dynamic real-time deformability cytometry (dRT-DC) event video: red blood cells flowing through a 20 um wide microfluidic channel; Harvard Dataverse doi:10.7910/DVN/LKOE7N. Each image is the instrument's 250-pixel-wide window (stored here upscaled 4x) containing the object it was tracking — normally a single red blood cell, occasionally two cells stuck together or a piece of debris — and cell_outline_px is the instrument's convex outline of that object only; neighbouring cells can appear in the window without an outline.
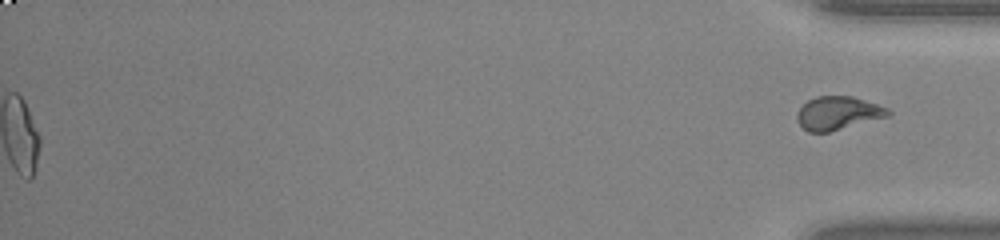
{"species": "common noctule bat (a hibernating species)", "species_latin": "Nyctalus noctula", "temperature_condition": "warm", "stored_images_in_passage": 46, "segment_of_instrument_passage": [2, 2], "camera_frame_rate_fps": 3000, "um_per_image_px": 0.085, "animal": {"sex": "male", "body_mass_g": 20.0, "forearm_length_mm": 53.3}, "frame": {"image": 1, "passage_image": 46, "time_ms": 15.0, "image_size_px": [1000, 240], "cell_outline_px": [[892, 112], [888, 116], [828, 132], [808, 132], [796, 120], [796, 112], [808, 100], [816, 96], [852, 96], [888, 108]], "centroid_in_image_um": [71.2, 9.61], "position_along_channel_um": 364.0, "area_um2": 17.51}}